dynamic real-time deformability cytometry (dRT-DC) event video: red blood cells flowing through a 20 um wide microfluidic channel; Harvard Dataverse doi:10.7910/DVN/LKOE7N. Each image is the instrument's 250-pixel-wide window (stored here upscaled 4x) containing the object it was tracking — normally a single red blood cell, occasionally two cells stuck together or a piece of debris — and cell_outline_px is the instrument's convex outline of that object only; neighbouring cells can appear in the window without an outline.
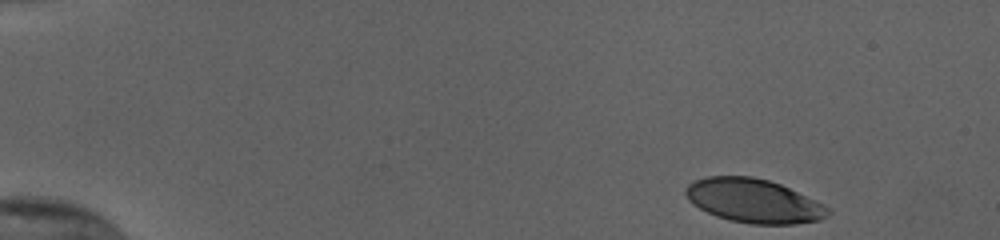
{"species": "human", "species_latin": "Homo sapiens", "temperature_condition": "cold", "stored_images_in_passage": 49, "camera_frame_rate_fps": 3000, "um_per_image_px": 0.085, "donor": {"sex": "female"}, "frame": {"image": 1, "passage_image": 1, "time_ms": 0.0, "image_size_px": [1000, 240], "cell_outline_px": [[832, 212], [828, 216], [820, 220], [796, 224], [752, 224], [728, 220], [716, 216], [692, 204], [688, 200], [684, 192], [684, 188], [688, 184], [696, 180], [708, 176], [752, 176], [768, 180], [780, 184], [824, 204]], "centroid_in_image_um": [64.06, 17.07], "position_along_channel_um": 20.9, "area_um2": 36.47}}
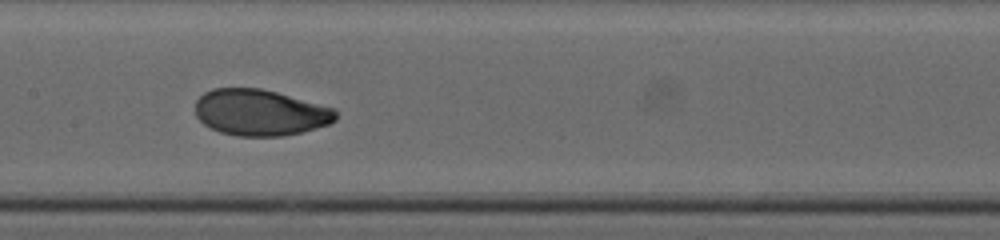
{"frame": {"image": 2, "passage_image": 24, "time_ms": 7.667, "image_size_px": [1000, 240], "cell_outline_px": [[336, 120], [328, 124], [300, 132], [284, 136], [236, 136], [220, 132], [204, 124], [196, 116], [196, 100], [204, 92], [212, 88], [260, 88], [276, 92], [336, 108]], "centroid_in_image_um": [22.1, 9.56], "position_along_channel_um": 185.3, "area_um2": 37.8}}
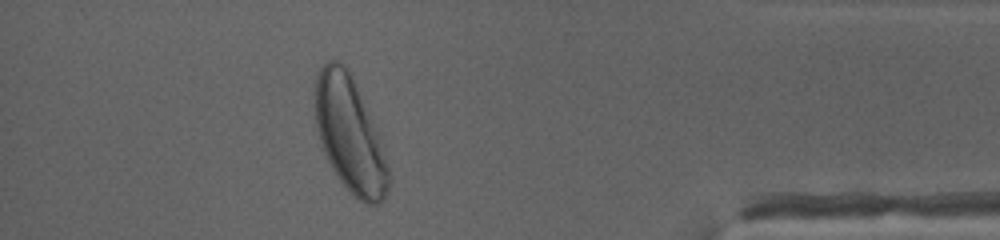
{"frame": {"image": 3, "passage_image": 44, "time_ms": 14.333, "image_size_px": [1000, 240], "cell_outline_px": [[388, 192], [384, 200], [380, 204], [364, 204], [336, 176], [324, 152], [316, 128], [316, 76], [320, 68], [328, 60], [340, 60], [348, 68], [352, 76], [384, 152], [388, 168]], "centroid_in_image_um": [29.71, 11.44], "position_along_channel_um": 405.5, "area_um2": 48.09}, "authors_computed_cell_mechanics": {"area_um2": 38.2058, "velocity_mm_per_s": 3.8109, "shape_relaxation_time_tau1_ms": 2.5367, "shape_relaxation_time_tau2_ms": null, "deformation_change_tau1": 0.1656, "deformation_change_tau2": null}}